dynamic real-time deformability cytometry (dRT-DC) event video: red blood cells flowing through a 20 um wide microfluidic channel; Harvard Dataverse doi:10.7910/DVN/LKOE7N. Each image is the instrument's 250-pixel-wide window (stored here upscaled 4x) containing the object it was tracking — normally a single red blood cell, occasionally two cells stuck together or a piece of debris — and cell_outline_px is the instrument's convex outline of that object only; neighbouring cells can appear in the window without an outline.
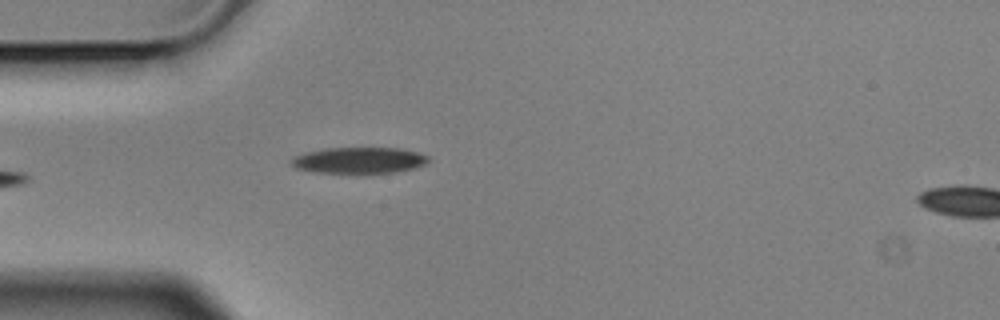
{"species": "Egyptian fruit bat (a non-hibernating species)", "species_latin": "Rousettus aegyptiacus", "temperature_condition": "cold", "stored_images_in_passage": 5, "camera_frame_rate_fps": 3000, "um_per_image_px": 0.085, "animal": {"sex": "male"}, "frame": {"image": 1, "passage_image": 5, "time_ms": 1.333, "image_size_px": [1000, 320], "cell_outline_px": [[428, 160], [424, 164], [416, 168], [396, 172], [316, 172], [296, 168], [288, 160], [296, 156], [308, 152], [324, 148], [400, 148], [416, 152], [428, 156]], "centroid_in_image_um": [30.52, 13.61], "position_along_channel_um": 54.5, "area_um2": 20.52}}